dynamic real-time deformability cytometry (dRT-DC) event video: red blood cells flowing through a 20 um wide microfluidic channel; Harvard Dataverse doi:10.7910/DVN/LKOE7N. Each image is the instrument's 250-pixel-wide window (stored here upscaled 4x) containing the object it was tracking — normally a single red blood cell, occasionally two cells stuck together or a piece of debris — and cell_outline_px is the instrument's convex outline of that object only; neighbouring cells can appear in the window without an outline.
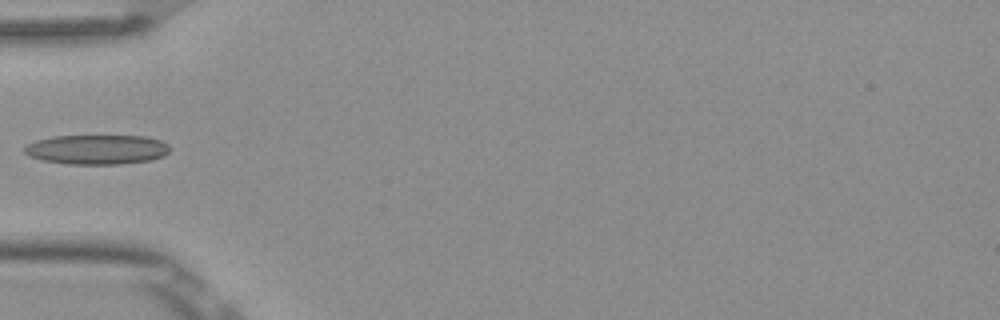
{"species": "Egyptian fruit bat (a non-hibernating species)", "species_latin": "Rousettus aegyptiacus", "temperature_condition": "room temperature", "stored_images_in_passage": 5, "camera_frame_rate_fps": 3000, "um_per_image_px": 0.085, "frame": {"image": 1, "passage_image": 5, "time_ms": 1.333, "image_size_px": [1000, 320], "cell_outline_px": [[172, 148], [164, 156], [152, 160], [120, 164], [68, 164], [44, 160], [28, 156], [24, 152], [24, 148], [28, 144], [36, 140], [52, 136], [144, 136], [160, 140], [168, 144]], "centroid_in_image_um": [8.26, 12.71], "position_along_channel_um": 76.7, "area_um2": 25.2}}